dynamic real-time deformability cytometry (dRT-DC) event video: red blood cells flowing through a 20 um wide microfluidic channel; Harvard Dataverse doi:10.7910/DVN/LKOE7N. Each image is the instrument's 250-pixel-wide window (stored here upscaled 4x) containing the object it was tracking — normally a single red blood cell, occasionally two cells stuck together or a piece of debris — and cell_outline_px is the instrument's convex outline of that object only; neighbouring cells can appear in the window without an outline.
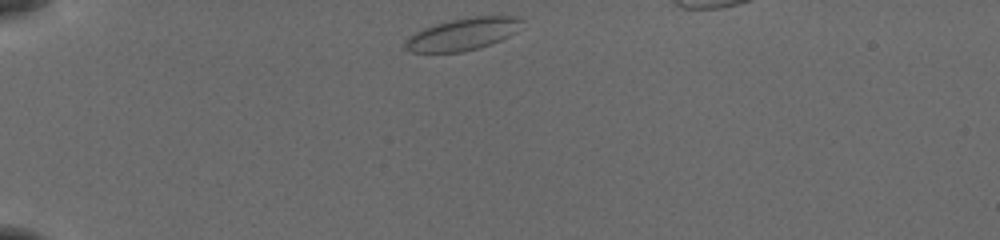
{"species": "common noctule bat (a hibernating species)", "species_latin": "Nyctalus noctula", "temperature_condition": "cold", "stored_images_in_passage": 37, "camera_frame_rate_fps": 3000, "um_per_image_px": 0.085, "animal": {"sex": "female", "body_mass_g": 19.5, "forearm_length_mm": 54.1}, "frame": {"image": 1, "passage_image": 1, "time_ms": 0.0, "image_size_px": [1000, 240], "cell_outline_px": [[524, 20], [516, 32], [500, 40], [464, 52], [412, 52], [404, 48], [404, 40], [416, 32], [424, 28], [436, 24], [452, 20], [472, 16], [520, 16]], "centroid_in_image_um": [39.34, 2.89], "position_along_channel_um": 45.7, "area_um2": 21.73}}
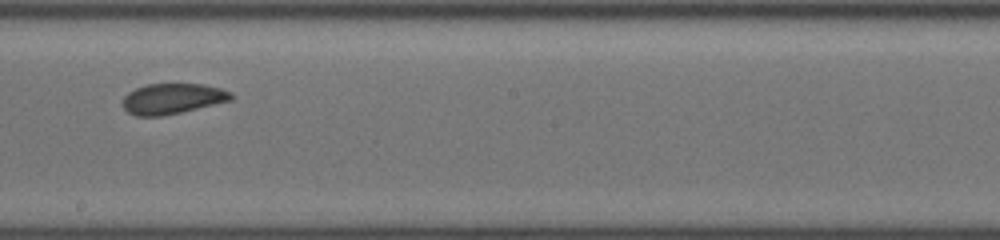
{"frame": {"image": 2, "passage_image": 19, "time_ms": 6.0, "image_size_px": [1000, 240], "cell_outline_px": [[236, 96], [232, 100], [180, 112], [160, 116], [136, 116], [128, 112], [120, 104], [124, 96], [128, 92], [136, 88], [148, 84], [204, 84], [220, 88], [232, 92]], "centroid_in_image_um": [14.66, 8.38], "position_along_channel_um": 233.5, "area_um2": 19.36}}
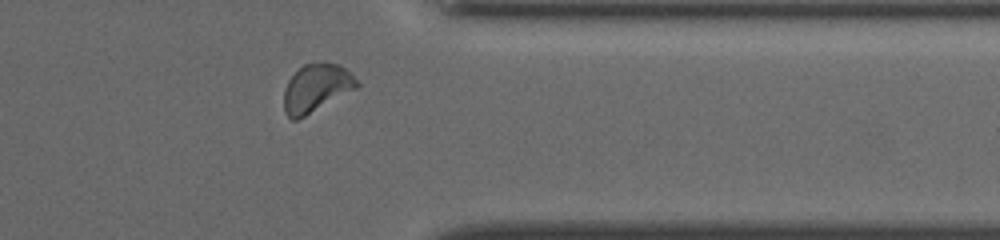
{"frame": {"image": 3, "passage_image": 31, "time_ms": 10.0, "image_size_px": [1000, 240], "cell_outline_px": [[360, 84], [356, 88], [304, 116], [296, 120], [292, 120], [284, 112], [284, 88], [288, 80], [304, 64], [320, 60], [324, 60], [340, 64]], "centroid_in_image_um": [26.86, 7.44], "position_along_channel_um": 384.5, "area_um2": 20.29}}